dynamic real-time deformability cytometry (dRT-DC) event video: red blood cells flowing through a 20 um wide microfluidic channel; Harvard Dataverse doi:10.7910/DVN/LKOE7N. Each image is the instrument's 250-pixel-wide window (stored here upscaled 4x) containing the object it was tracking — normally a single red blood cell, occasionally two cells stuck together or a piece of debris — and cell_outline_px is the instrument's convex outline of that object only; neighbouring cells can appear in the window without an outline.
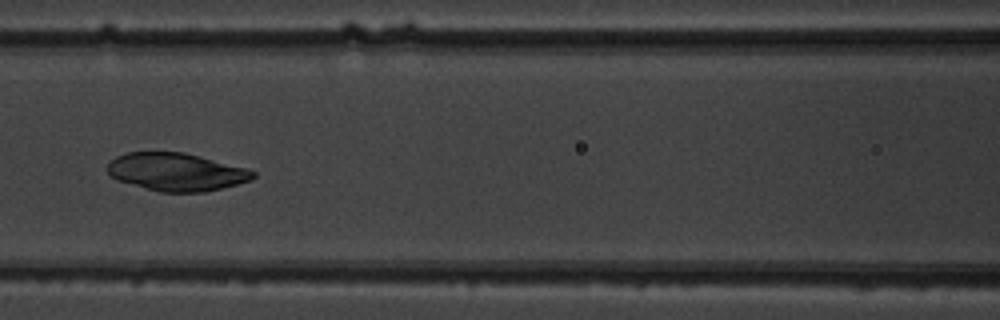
{"species": "common noctule bat (a hibernating species)", "species_latin": "Nyctalus noctula", "temperature_condition": "warm", "stored_images_in_passage": 6, "camera_frame_rate_fps": 3000, "um_per_image_px": 0.085, "animal": {"sex": "male", "body_mass_g": 19.5, "forearm_length_mm": 54.6}, "frame": {"image": 1, "passage_image": 6, "time_ms": 6.667, "image_size_px": [1000, 320], "cell_outline_px": [[256, 176], [252, 180], [204, 192], [160, 192], [116, 180], [108, 172], [108, 164], [116, 156], [128, 152], [184, 152], [248, 168], [256, 172]], "centroid_in_image_um": [15.01, 14.61], "position_along_channel_um": 151.6, "area_um2": 32.08}}